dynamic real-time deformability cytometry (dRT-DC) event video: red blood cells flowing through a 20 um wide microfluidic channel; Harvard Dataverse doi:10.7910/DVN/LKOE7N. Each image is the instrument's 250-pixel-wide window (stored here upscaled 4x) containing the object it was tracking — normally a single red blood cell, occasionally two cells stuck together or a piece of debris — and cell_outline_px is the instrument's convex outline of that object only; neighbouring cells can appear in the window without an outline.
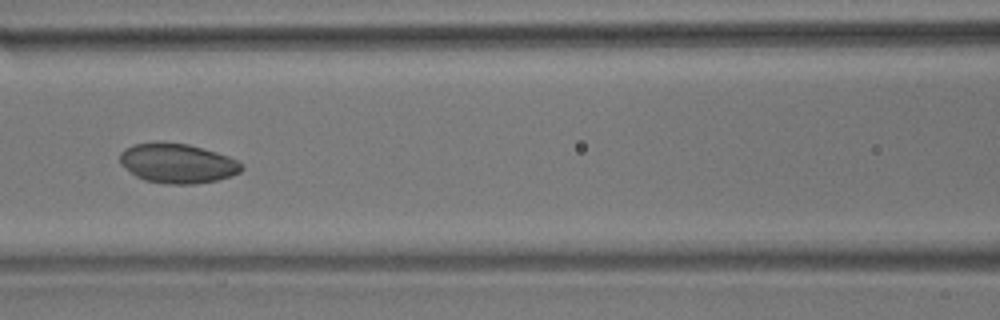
{"species": "common noctule bat (a hibernating species)", "species_latin": "Nyctalus noctula", "temperature_condition": "room temperature", "stored_images_in_passage": 10, "camera_frame_rate_fps": 3000, "um_per_image_px": 0.085, "animal": {"sex": "male", "body_mass_g": 17.9}, "frame": {"image": 1, "passage_image": 6, "time_ms": 1.667, "image_size_px": [1000, 320], "cell_outline_px": [[244, 168], [240, 172], [232, 176], [216, 180], [196, 184], [164, 184], [144, 180], [136, 176], [120, 164], [120, 152], [124, 148], [136, 144], [188, 144], [216, 152], [228, 156], [236, 160]], "centroid_in_image_um": [15.09, 13.92], "position_along_channel_um": 151.5, "area_um2": 27.63}}
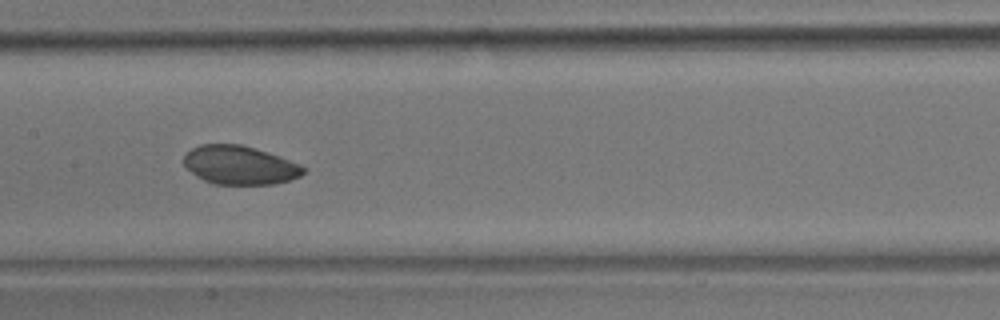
{"frame": {"image": 2, "passage_image": 7, "time_ms": 2.0, "image_size_px": [1000, 320], "cell_outline_px": [[308, 168], [300, 176], [288, 180], [272, 184], [212, 184], [196, 176], [184, 164], [184, 156], [192, 148], [200, 144], [240, 144], [256, 148], [268, 152], [300, 164]], "centroid_in_image_um": [20.39, 14.03], "position_along_channel_um": 187.0, "area_um2": 26.88}}
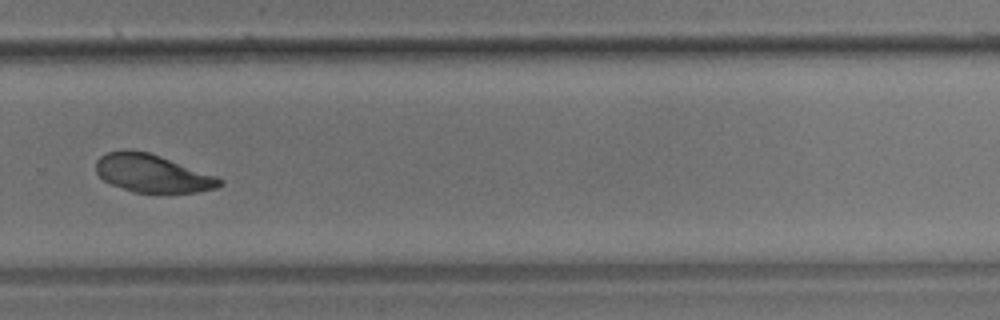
{"frame": {"image": 3, "passage_image": 10, "time_ms": 3.0, "image_size_px": [1000, 320], "cell_outline_px": [[224, 184], [216, 188], [196, 192], [160, 196], [132, 192], [112, 184], [104, 180], [96, 172], [96, 160], [100, 156], [108, 152], [128, 148], [148, 152], [160, 156], [216, 176], [224, 180]], "centroid_in_image_um": [12.97, 14.78], "position_along_channel_um": 316.8, "area_um2": 28.15}}